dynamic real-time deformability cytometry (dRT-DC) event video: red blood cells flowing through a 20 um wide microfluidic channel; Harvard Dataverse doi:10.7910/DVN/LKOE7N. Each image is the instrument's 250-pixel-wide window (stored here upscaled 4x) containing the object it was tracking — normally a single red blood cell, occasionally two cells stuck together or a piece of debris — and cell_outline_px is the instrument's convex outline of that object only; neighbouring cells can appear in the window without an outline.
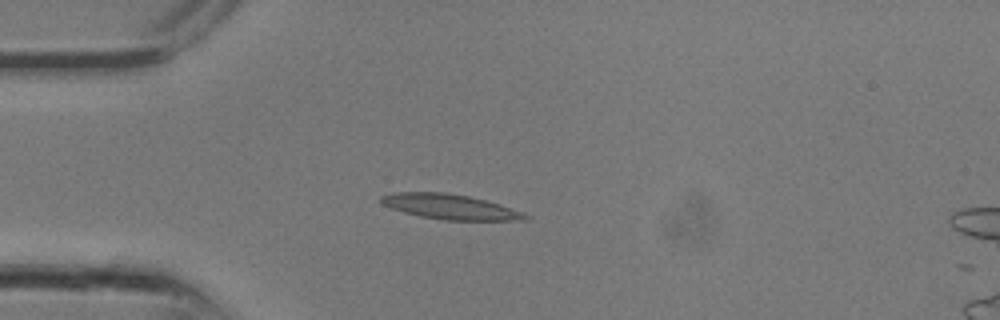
{"species": "common noctule bat (a hibernating species)", "species_latin": "Nyctalus noctula", "temperature_condition": "room temperature", "stored_images_in_passage": 7, "camera_frame_rate_fps": 3000, "um_per_image_px": 0.085, "animal": {"sex": "male", "body_mass_g": 13.3}, "frame": {"image": 1, "passage_image": 6, "time_ms": 1.667, "image_size_px": [1000, 320], "cell_outline_px": [[528, 220], [444, 220], [420, 216], [404, 212], [392, 208], [384, 204], [380, 200], [380, 196], [392, 192], [444, 192], [468, 196], [484, 200], [520, 212], [528, 216]], "centroid_in_image_um": [38.18, 17.57], "position_along_channel_um": 46.8, "area_um2": 20.58}}